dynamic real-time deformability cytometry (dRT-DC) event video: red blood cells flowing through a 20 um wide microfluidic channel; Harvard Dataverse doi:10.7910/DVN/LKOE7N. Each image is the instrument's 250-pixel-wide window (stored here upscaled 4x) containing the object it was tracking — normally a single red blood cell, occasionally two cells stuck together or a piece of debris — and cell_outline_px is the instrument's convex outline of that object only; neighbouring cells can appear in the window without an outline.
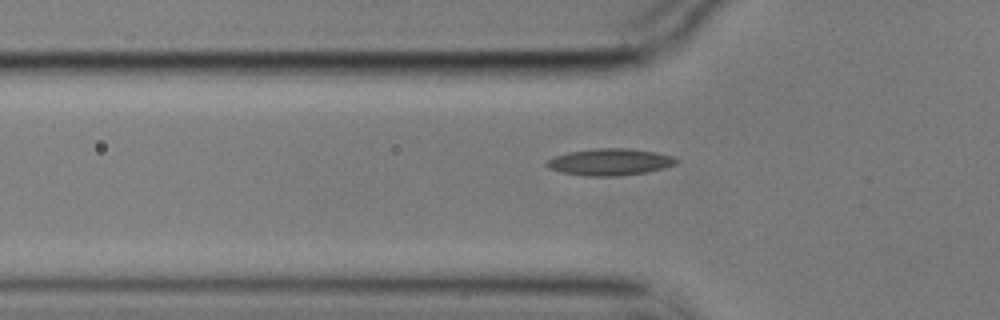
{"species": "common noctule bat (a hibernating species)", "species_latin": "Nyctalus noctula", "temperature_condition": "cold", "stored_images_in_passage": 38, "camera_frame_rate_fps": 3000, "um_per_image_px": 0.085, "animal": {"sex": "male", "body_mass_g": 17.9}, "frame": {"image": 1, "passage_image": 6, "time_ms": 1.667, "image_size_px": [1000, 320], "cell_outline_px": [[680, 160], [676, 164], [664, 168], [648, 172], [620, 176], [588, 176], [560, 172], [548, 168], [544, 164], [548, 160], [556, 156], [568, 152], [592, 148], [628, 148], [656, 152], [672, 156]], "centroid_in_image_um": [51.85, 13.77], "position_along_channel_um": 73.9, "area_um2": 20.4}}
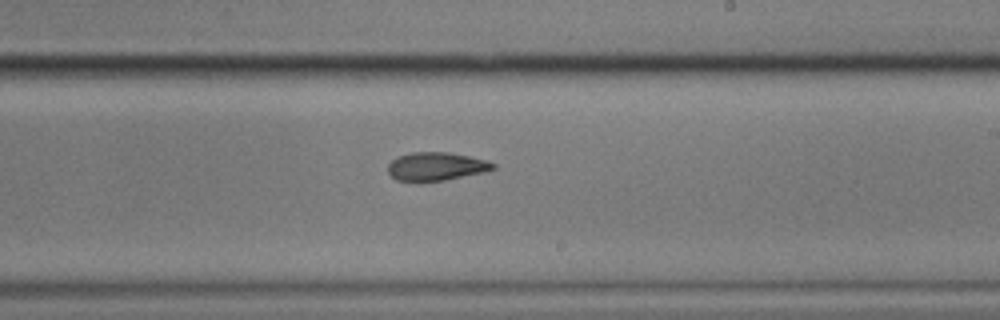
{"frame": {"image": 2, "passage_image": 21, "time_ms": 6.667, "image_size_px": [1000, 320], "cell_outline_px": [[496, 168], [484, 172], [444, 180], [420, 184], [416, 184], [396, 180], [388, 172], [388, 164], [396, 156], [412, 152], [448, 152], [468, 156], [484, 160], [496, 164]], "centroid_in_image_um": [37.0, 14.18], "position_along_channel_um": 252.0, "area_um2": 17.8}}
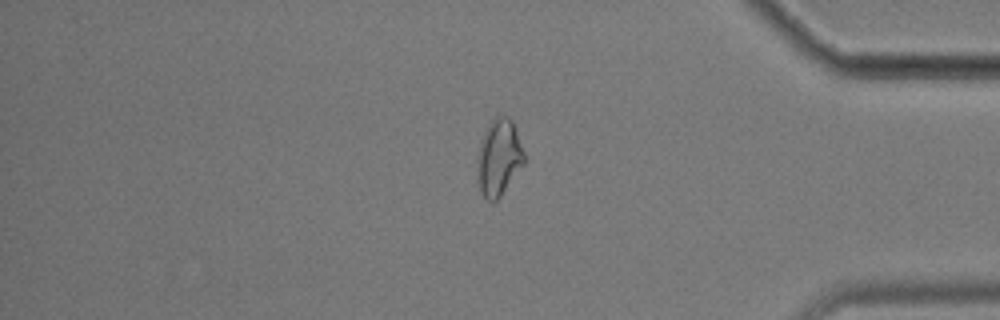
{"frame": {"image": 3, "passage_image": 35, "time_ms": 11.333, "image_size_px": [1000, 320], "cell_outline_px": [[524, 164], [500, 196], [496, 200], [488, 200], [484, 196], [480, 188], [480, 144], [484, 132], [488, 124], [500, 112], [508, 116], [512, 120], [524, 152]], "centroid_in_image_um": [42.46, 13.31], "position_along_channel_um": 392.7, "area_um2": 20.06}, "authors_computed_cell_mechanics": {"area_um2": 17.629, "velocity_mm_per_s": 3.5469, "shape_relaxation_time_tau1_ms": null, "shape_relaxation_time_tau2_ms": 7.2698, "deformation_change_tau1": null, "deformation_change_tau2": 0.1463}}